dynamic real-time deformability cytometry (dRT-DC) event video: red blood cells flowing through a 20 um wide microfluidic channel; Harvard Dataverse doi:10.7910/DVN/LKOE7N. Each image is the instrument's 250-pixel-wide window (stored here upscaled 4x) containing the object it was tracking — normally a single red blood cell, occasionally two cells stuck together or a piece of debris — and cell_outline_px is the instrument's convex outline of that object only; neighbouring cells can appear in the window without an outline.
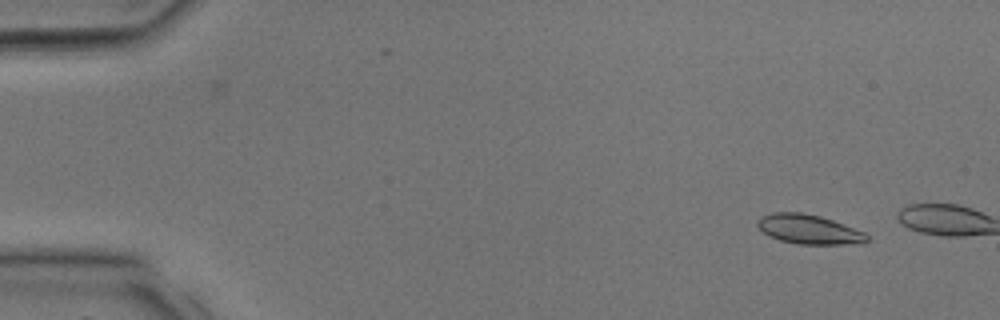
{"species": "common noctule bat (a hibernating species)", "species_latin": "Nyctalus noctula", "temperature_condition": "room temperature", "stored_images_in_passage": 8, "camera_frame_rate_fps": 3000, "um_per_image_px": 0.085, "animal": {"sex": "male", "body_mass_g": 17.9, "forearm_length_mm": 54.2}, "frame": {"image": 1, "passage_image": 4, "time_ms": 1.0, "image_size_px": [1000, 320], "cell_outline_px": [[868, 240], [860, 244], [800, 244], [780, 240], [768, 236], [756, 224], [756, 220], [760, 216], [772, 212], [800, 212], [820, 216], [832, 220], [864, 232], [868, 236]], "centroid_in_image_um": [68.72, 19.49], "position_along_channel_um": 16.3, "area_um2": 18.73}}